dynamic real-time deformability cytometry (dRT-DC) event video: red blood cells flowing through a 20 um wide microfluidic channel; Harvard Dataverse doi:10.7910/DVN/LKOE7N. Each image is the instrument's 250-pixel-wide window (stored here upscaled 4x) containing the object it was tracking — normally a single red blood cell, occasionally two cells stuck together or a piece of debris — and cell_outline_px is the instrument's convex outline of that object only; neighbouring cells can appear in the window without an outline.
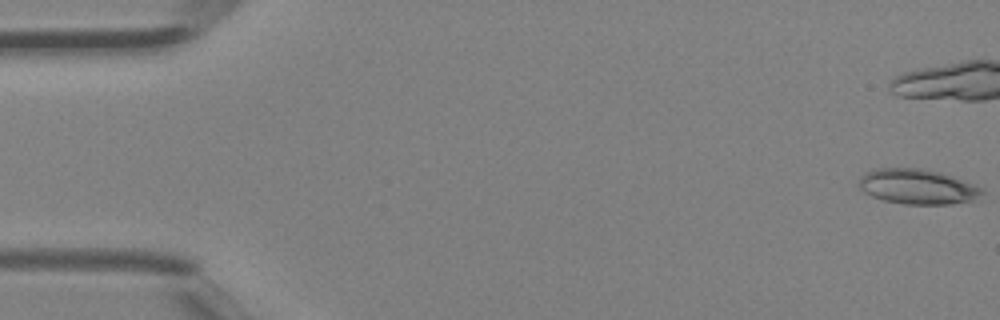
{"species": "Egyptian fruit bat (a non-hibernating species)", "species_latin": "Rousettus aegyptiacus", "temperature_condition": "room temperature", "stored_images_in_passage": 36, "camera_frame_rate_fps": 3000, "um_per_image_px": 0.085, "animal": {"sex": "female"}, "frame": {"image": 1, "passage_image": 1, "time_ms": 0.0, "image_size_px": [1000, 320], "cell_outline_px": [[984, 200], [952, 204], [904, 204], [884, 200], [872, 196], [864, 192], [860, 188], [860, 176], [864, 172], [872, 168], [920, 168], [940, 172], [952, 176], [984, 188]], "centroid_in_image_um": [78.07, 15.87], "position_along_channel_um": 6.9, "area_um2": 25.66}}